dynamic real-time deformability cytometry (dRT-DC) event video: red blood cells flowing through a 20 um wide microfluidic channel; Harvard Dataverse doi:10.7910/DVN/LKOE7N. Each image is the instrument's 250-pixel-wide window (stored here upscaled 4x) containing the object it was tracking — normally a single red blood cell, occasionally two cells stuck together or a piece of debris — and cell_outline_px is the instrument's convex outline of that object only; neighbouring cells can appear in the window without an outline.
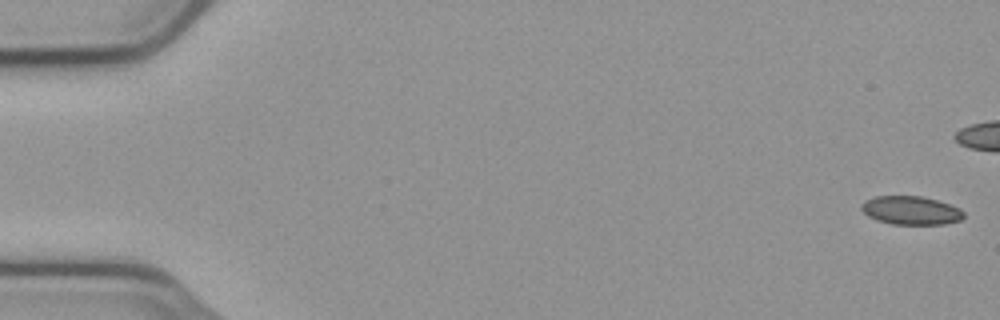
{"species": "common noctule bat (a hibernating species)", "species_latin": "Nyctalus noctula", "temperature_condition": "cold", "stored_images_in_passage": 44, "camera_frame_rate_fps": 3000, "um_per_image_px": 0.085, "animal": {"sex": "male", "body_mass_g": 23.1, "forearm_length_mm": 52.7}, "frame": {"image": 1, "passage_image": 1, "time_ms": 0.0, "image_size_px": [1000, 320], "cell_outline_px": [[964, 216], [960, 220], [944, 224], [892, 224], [876, 220], [868, 216], [860, 208], [860, 204], [864, 200], [876, 196], [920, 196], [936, 200], [960, 208], [964, 212]], "centroid_in_image_um": [77.4, 17.88], "position_along_channel_um": 7.6, "area_um2": 16.99}}
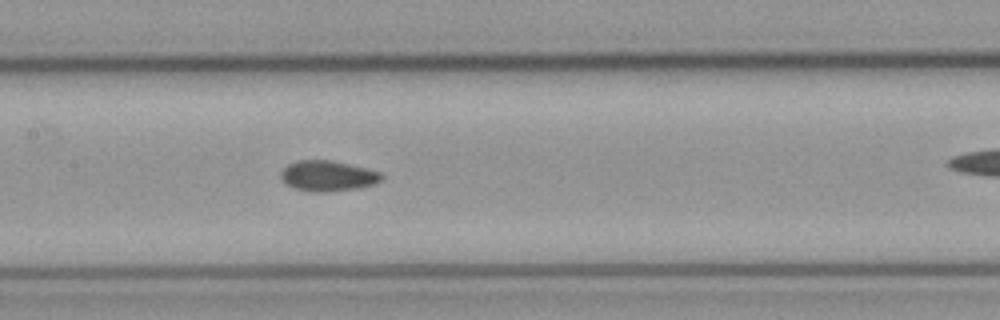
{"frame": {"image": 2, "passage_image": 27, "time_ms": 8.667, "image_size_px": [1000, 320], "cell_outline_px": [[384, 180], [376, 184], [360, 188], [328, 192], [312, 192], [296, 188], [284, 184], [280, 176], [280, 172], [288, 164], [296, 160], [332, 160], [380, 172], [384, 176]], "centroid_in_image_um": [27.87, 14.96], "position_along_channel_um": 179.5, "area_um2": 18.15}}
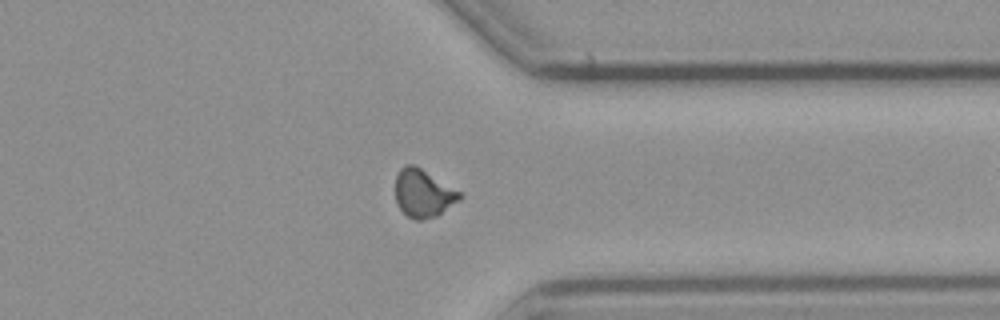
{"frame": {"image": 3, "passage_image": 43, "time_ms": 14.0, "image_size_px": [1000, 320], "cell_outline_px": [[464, 196], [460, 200], [436, 216], [420, 220], [416, 220], [408, 216], [396, 204], [396, 176], [400, 168], [404, 164], [416, 164], [460, 192]], "centroid_in_image_um": [35.97, 16.4], "position_along_channel_um": 375.4, "area_um2": 17.98}}